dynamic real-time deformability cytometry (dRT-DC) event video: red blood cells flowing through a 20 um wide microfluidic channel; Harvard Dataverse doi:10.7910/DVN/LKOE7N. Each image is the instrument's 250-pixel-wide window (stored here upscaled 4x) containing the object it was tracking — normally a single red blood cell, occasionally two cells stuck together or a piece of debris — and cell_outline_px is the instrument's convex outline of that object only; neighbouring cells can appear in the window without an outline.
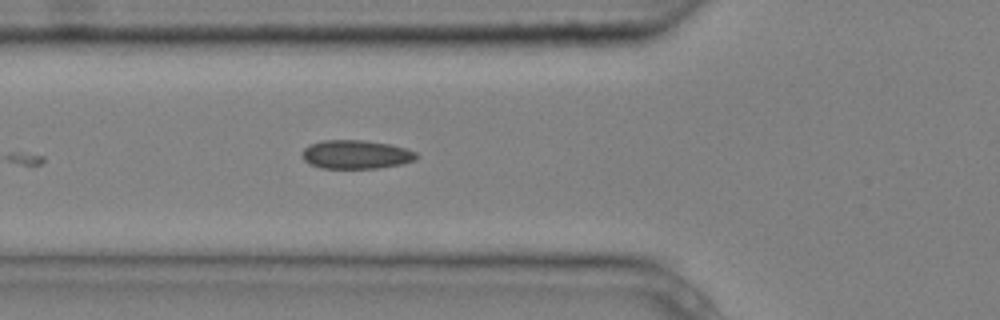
{"species": "common noctule bat (a hibernating species)", "species_latin": "Nyctalus noctula", "temperature_condition": "cold", "stored_images_in_passage": 4, "camera_frame_rate_fps": 3000, "um_per_image_px": 0.085, "animal": {"sex": "male", "body_mass_g": 20.4}, "frame": {"image": 1, "passage_image": 4, "time_ms": 1.0, "image_size_px": [1000, 320], "cell_outline_px": [[420, 156], [416, 160], [400, 164], [376, 168], [320, 168], [308, 164], [304, 160], [304, 148], [308, 144], [324, 140], [364, 140], [388, 144], [404, 148], [416, 152]], "centroid_in_image_um": [30.26, 13.13], "position_along_channel_um": 95.5, "area_um2": 19.07}}